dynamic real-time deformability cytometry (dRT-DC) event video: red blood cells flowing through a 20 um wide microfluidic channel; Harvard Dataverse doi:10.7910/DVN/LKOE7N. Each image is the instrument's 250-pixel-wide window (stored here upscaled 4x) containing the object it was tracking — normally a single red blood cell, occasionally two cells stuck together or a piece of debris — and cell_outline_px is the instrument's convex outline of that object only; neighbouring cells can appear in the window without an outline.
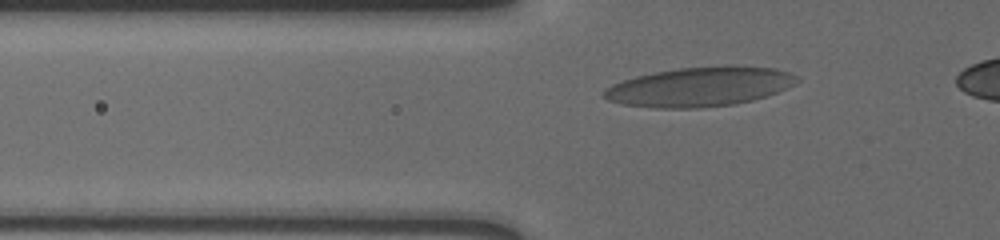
{"species": "human", "species_latin": "Homo sapiens", "temperature_condition": "cold", "stored_images_in_passage": 38, "camera_frame_rate_fps": 3000, "um_per_image_px": 0.085, "donor": {"sex": "male"}, "frame": {"image": 1, "passage_image": 7, "time_ms": 2.0, "image_size_px": [1000, 240], "cell_outline_px": [[800, 80], [776, 92], [752, 100], [732, 104], [700, 108], [656, 108], [624, 104], [608, 100], [600, 96], [604, 88], [612, 84], [636, 76], [656, 72], [680, 68], [728, 64], [732, 64], [772, 68], [788, 72], [796, 76]], "centroid_in_image_um": [59.43, 7.36], "position_along_channel_um": 66.4, "area_um2": 44.33}}
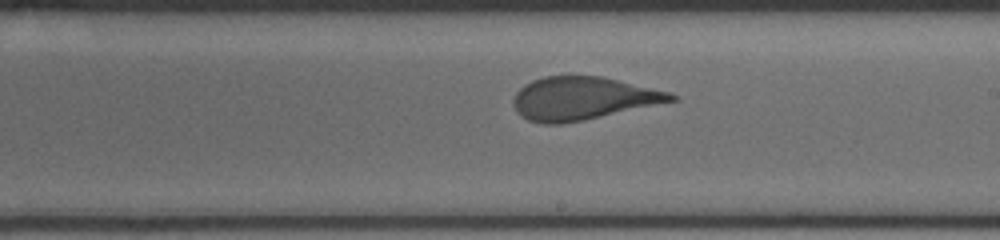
{"frame": {"image": 2, "passage_image": 22, "time_ms": 7.0, "image_size_px": [1000, 240], "cell_outline_px": [[680, 100], [584, 120], [560, 124], [540, 124], [528, 120], [520, 116], [512, 104], [512, 100], [516, 92], [524, 84], [532, 80], [544, 76], [600, 76], [672, 92]], "centroid_in_image_um": [49.53, 8.37], "position_along_channel_um": 239.5, "area_um2": 39.77}}
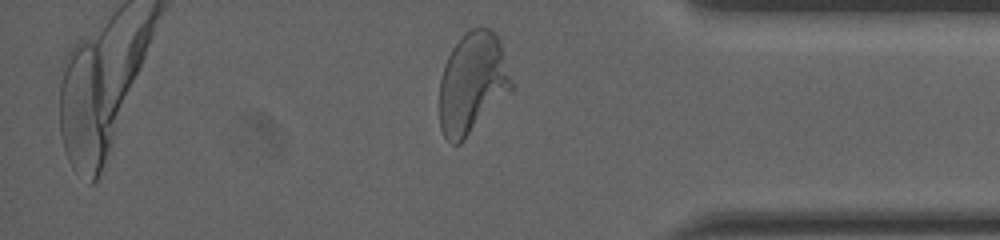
{"frame": {"image": 3, "passage_image": 36, "time_ms": 11.667, "image_size_px": [1000, 240], "cell_outline_px": [[512, 92], [460, 144], [452, 144], [444, 136], [440, 128], [440, 80], [444, 64], [452, 48], [464, 32], [472, 28], [488, 28], [496, 32], [500, 40], [512, 84]], "centroid_in_image_um": [40.16, 7.07], "position_along_channel_um": 395.0, "area_um2": 42.66}, "authors_computed_cell_mechanics": {"area_um2": 40.1132, "velocity_mm_per_s": 3.6047, "shape_relaxation_time_tau1_ms": 5.2065, "shape_relaxation_time_tau2_ms": null, "deformation_change_tau1": 0.1882, "deformation_change_tau2": null}}